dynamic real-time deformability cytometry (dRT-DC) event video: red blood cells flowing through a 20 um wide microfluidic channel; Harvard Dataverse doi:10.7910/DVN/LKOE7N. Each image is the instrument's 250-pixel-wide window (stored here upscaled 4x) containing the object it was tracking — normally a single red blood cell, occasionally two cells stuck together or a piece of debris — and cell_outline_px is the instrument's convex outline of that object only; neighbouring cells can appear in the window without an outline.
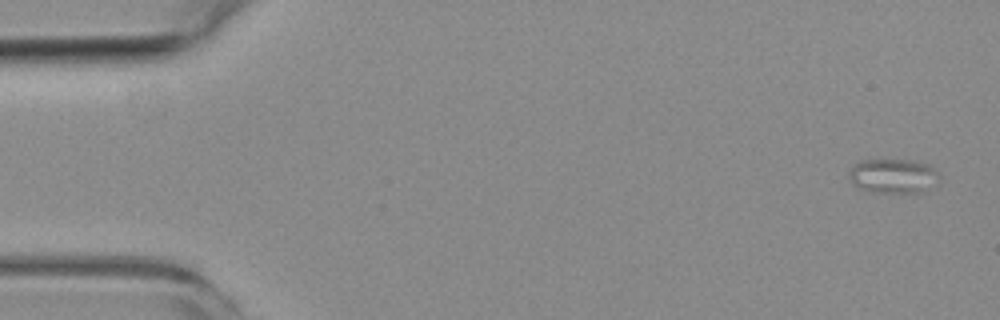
{"species": "common noctule bat (a hibernating species)", "species_latin": "Nyctalus noctula", "temperature_condition": "room temperature", "stored_images_in_passage": 4, "camera_frame_rate_fps": 3000, "um_per_image_px": 0.085, "animal": {"sex": "female", "body_mass_g": 19.3, "forearm_length_mm": 54.1}, "frame": {"image": 1, "passage_image": 1, "time_ms": 0.0, "image_size_px": [1000, 320], "cell_outline_px": [[940, 180], [924, 192], [868, 192], [856, 188], [852, 184], [848, 176], [848, 172], [860, 160], [912, 160], [928, 164], [940, 176]], "centroid_in_image_um": [75.89, 14.97], "position_along_channel_um": 9.1, "area_um2": 18.26}}